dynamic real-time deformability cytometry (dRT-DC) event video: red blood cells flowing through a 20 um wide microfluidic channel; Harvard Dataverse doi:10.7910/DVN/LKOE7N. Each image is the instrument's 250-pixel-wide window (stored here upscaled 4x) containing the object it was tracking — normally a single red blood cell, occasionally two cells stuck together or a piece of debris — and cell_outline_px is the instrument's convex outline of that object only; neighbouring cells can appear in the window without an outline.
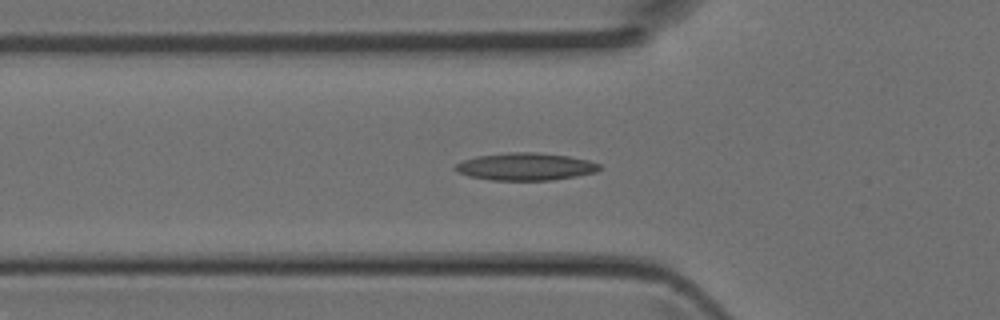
{"species": "Egyptian fruit bat (a non-hibernating species)", "species_latin": "Rousettus aegyptiacus", "temperature_condition": "room temperature", "stored_images_in_passage": 44, "camera_frame_rate_fps": 3000, "um_per_image_px": 0.085, "animal": {"sex": "female"}, "frame": {"image": 1, "passage_image": 14, "time_ms": 4.333, "image_size_px": [1000, 320], "cell_outline_px": [[600, 168], [596, 172], [576, 176], [552, 180], [488, 180], [468, 176], [456, 172], [452, 168], [456, 164], [464, 160], [476, 156], [508, 152], [536, 152], [568, 156], [588, 160], [600, 164]], "centroid_in_image_um": [44.62, 14.16], "position_along_channel_um": 81.2, "area_um2": 23.18}}
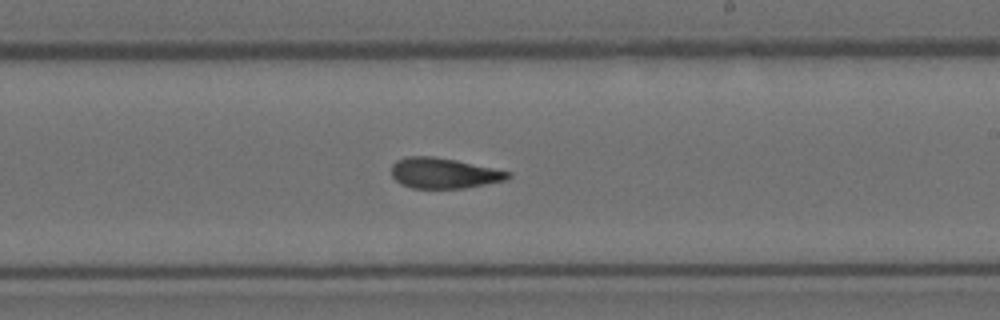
{"frame": {"image": 2, "passage_image": 25, "time_ms": 8.0, "image_size_px": [1000, 320], "cell_outline_px": [[512, 176], [508, 180], [464, 188], [412, 188], [400, 184], [392, 176], [392, 164], [396, 160], [408, 156], [432, 156], [456, 160], [512, 172]], "centroid_in_image_um": [37.74, 14.72], "position_along_channel_um": 251.3, "area_um2": 20.81}}
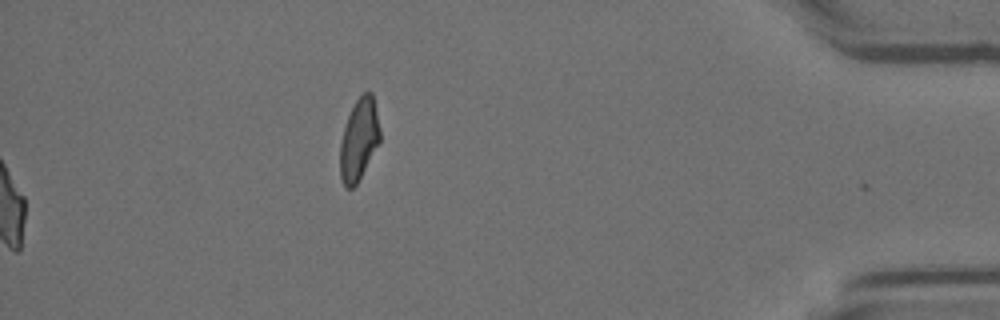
{"frame": {"image": 3, "passage_image": 44, "time_ms": 14.333, "image_size_px": [1000, 320], "cell_outline_px": [[380, 140], [356, 184], [352, 188], [344, 188], [340, 180], [340, 144], [344, 128], [348, 116], [356, 100], [364, 92], [372, 92], [380, 128]], "centroid_in_image_um": [30.49, 11.87], "position_along_channel_um": 404.7, "area_um2": 18.73}}